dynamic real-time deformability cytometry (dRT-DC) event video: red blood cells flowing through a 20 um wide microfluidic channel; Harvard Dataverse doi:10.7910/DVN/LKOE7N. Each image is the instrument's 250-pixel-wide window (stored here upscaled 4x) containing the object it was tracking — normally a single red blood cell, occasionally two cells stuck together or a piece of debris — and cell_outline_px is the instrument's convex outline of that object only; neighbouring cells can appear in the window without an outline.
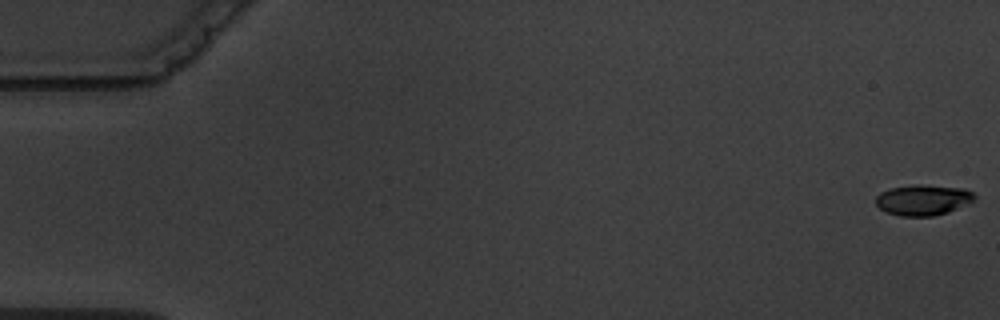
{"species": "common noctule bat (a hibernating species)", "species_latin": "Nyctalus noctula", "temperature_condition": "warm", "stored_images_in_passage": 7, "segment_of_instrument_passage": [1, 2], "camera_frame_rate_fps": 3000, "um_per_image_px": 0.085, "animal": {"sex": "male", "body_mass_g": 19.5, "forearm_length_mm": 54.6}, "frame": {"image": 1, "passage_image": 1, "time_ms": 0.0, "image_size_px": [1000, 320], "cell_outline_px": [[976, 196], [972, 200], [948, 212], [932, 216], [900, 216], [888, 212], [880, 208], [876, 204], [876, 196], [880, 192], [892, 188], [920, 184], [964, 188], [972, 192]], "centroid_in_image_um": [78.44, 16.99], "position_along_channel_um": 6.6, "area_um2": 17.34}}
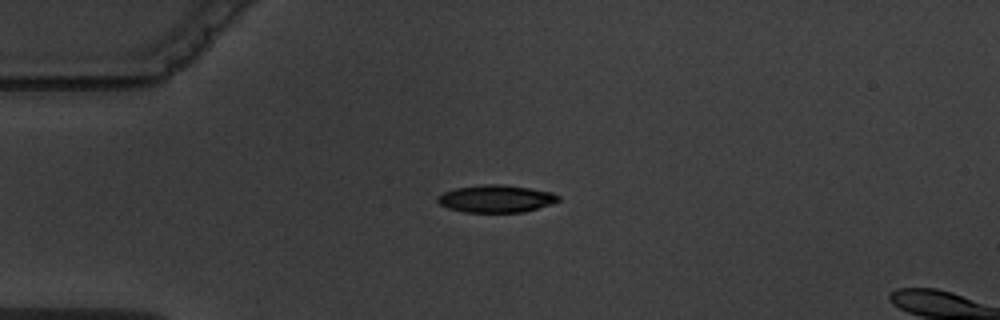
{"frame": {"image": 2, "passage_image": 5, "time_ms": 4.667, "image_size_px": [1000, 320], "cell_outline_px": [[560, 200], [552, 204], [524, 212], [464, 212], [448, 208], [440, 204], [436, 200], [436, 196], [444, 192], [456, 188], [484, 184], [500, 184], [528, 188], [552, 192], [560, 196]], "centroid_in_image_um": [42.16, 16.89], "position_along_channel_um": 42.8, "area_um2": 19.31}}